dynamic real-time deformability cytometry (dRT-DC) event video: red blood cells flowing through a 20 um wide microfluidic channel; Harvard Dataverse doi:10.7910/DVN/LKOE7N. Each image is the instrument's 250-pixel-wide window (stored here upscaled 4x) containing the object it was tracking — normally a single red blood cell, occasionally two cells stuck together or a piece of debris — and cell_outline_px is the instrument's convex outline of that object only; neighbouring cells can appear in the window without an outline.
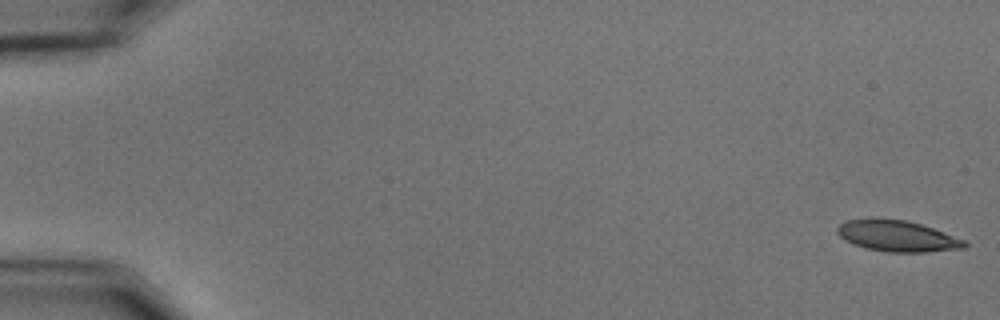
{"species": "common noctule bat (a hibernating species)", "species_latin": "Nyctalus noctula", "temperature_condition": "cold", "stored_images_in_passage": 57, "camera_frame_rate_fps": 3000, "um_per_image_px": 0.085, "animal": {"sex": "male", "body_mass_g": 15.6}, "frame": {"image": 1, "passage_image": 1, "time_ms": 0.0, "image_size_px": [1000, 320], "cell_outline_px": [[968, 244], [964, 248], [924, 252], [888, 252], [868, 248], [856, 244], [840, 236], [836, 232], [836, 228], [840, 224], [848, 220], [908, 220], [932, 228], [964, 240]], "centroid_in_image_um": [76.31, 20.08], "position_along_channel_um": 8.7, "area_um2": 22.2}}
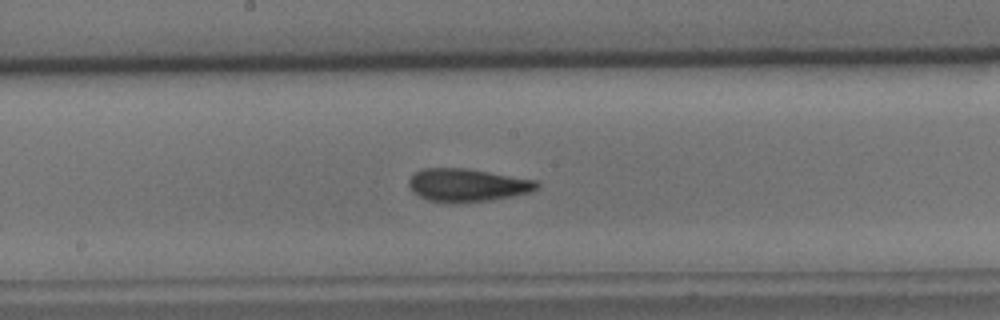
{"frame": {"image": 2, "passage_image": 31, "time_ms": 10.0, "image_size_px": [1000, 320], "cell_outline_px": [[540, 184], [532, 192], [512, 196], [488, 200], [456, 204], [444, 204], [428, 200], [412, 192], [408, 184], [408, 180], [416, 172], [424, 168], [468, 168], [536, 180]], "centroid_in_image_um": [39.7, 15.75], "position_along_channel_um": 208.5, "area_um2": 24.91}}
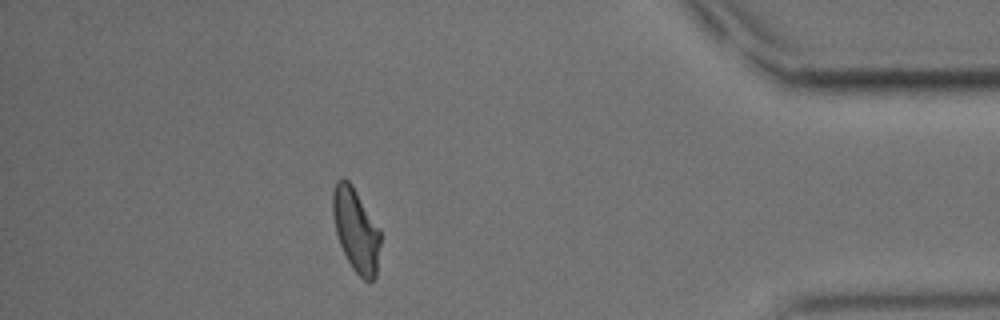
{"frame": {"image": 3, "passage_image": 51, "time_ms": 16.667, "image_size_px": [1000, 320], "cell_outline_px": [[380, 244], [376, 276], [372, 280], [364, 280], [352, 268], [340, 244], [336, 232], [332, 212], [332, 192], [336, 180], [348, 180], [352, 184], [380, 228]], "centroid_in_image_um": [30.26, 19.53], "position_along_channel_um": 404.9, "area_um2": 23.06}, "authors_computed_cell_mechanics": {"area_um2": 23.5824, "velocity_mm_per_s": 3.5289, "shape_relaxation_time_tau1_ms": 6.0495, "shape_relaxation_time_tau2_ms": 2.7261, "deformation_change_tau1": 0.1685, "deformation_change_tau2": 0.1019}}